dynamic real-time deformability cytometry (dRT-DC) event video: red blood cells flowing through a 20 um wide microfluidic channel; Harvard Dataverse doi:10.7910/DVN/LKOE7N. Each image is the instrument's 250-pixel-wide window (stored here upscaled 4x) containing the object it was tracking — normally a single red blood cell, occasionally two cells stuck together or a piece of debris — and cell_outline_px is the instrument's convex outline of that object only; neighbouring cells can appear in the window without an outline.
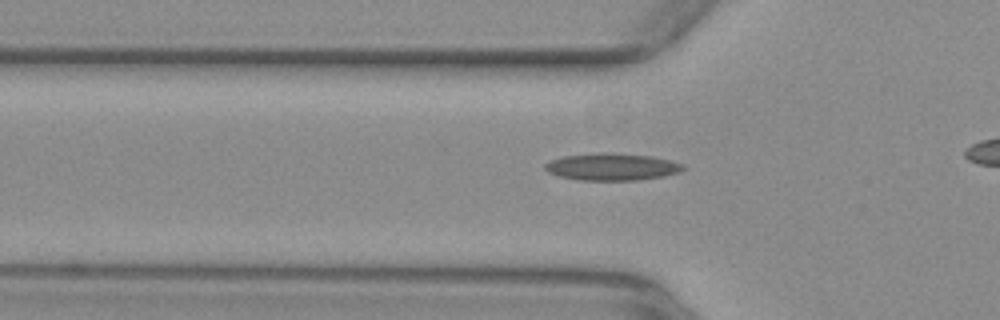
{"species": "common noctule bat (a hibernating species)", "species_latin": "Nyctalus noctula", "temperature_condition": "warm", "stored_images_in_passage": 9, "camera_frame_rate_fps": 3000, "um_per_image_px": 0.085, "animal": {"sex": "female", "body_mass_g": 29.2, "forearm_length_mm": 56.3}, "frame": {"image": 1, "passage_image": 6, "time_ms": 1.667, "image_size_px": [1000, 320], "cell_outline_px": [[688, 168], [680, 172], [664, 176], [640, 180], [580, 180], [560, 176], [548, 172], [544, 168], [544, 164], [548, 160], [564, 156], [600, 152], [612, 152], [652, 156], [684, 164]], "centroid_in_image_um": [52.03, 14.17], "position_along_channel_um": 73.8, "area_um2": 22.08}}